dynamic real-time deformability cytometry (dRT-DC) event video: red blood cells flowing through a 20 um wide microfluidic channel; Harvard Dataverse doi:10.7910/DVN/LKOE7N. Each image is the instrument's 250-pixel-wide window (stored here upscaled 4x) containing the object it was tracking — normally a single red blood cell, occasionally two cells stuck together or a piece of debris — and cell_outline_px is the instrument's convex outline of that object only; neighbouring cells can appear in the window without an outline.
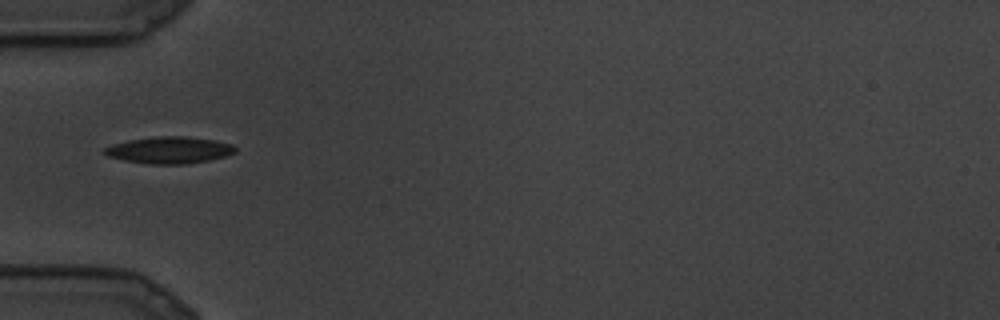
{"species": "common noctule bat (a hibernating species)", "species_latin": "Nyctalus noctula", "temperature_condition": "cold", "stored_images_in_passage": 2, "camera_frame_rate_fps": 3000, "um_per_image_px": 0.085, "animal": {"sex": "male", "body_mass_g": 19.5, "forearm_length_mm": 54.6}, "frame": {"image": 1, "passage_image": 1, "time_ms": 0.0, "image_size_px": [1000, 320], "cell_outline_px": [[236, 152], [228, 156], [208, 160], [184, 164], [148, 164], [124, 160], [108, 156], [100, 152], [104, 148], [112, 144], [128, 140], [156, 136], [188, 136], [212, 140], [232, 144], [236, 148]], "centroid_in_image_um": [14.37, 12.75], "position_along_channel_um": 70.6, "area_um2": 20.52}}